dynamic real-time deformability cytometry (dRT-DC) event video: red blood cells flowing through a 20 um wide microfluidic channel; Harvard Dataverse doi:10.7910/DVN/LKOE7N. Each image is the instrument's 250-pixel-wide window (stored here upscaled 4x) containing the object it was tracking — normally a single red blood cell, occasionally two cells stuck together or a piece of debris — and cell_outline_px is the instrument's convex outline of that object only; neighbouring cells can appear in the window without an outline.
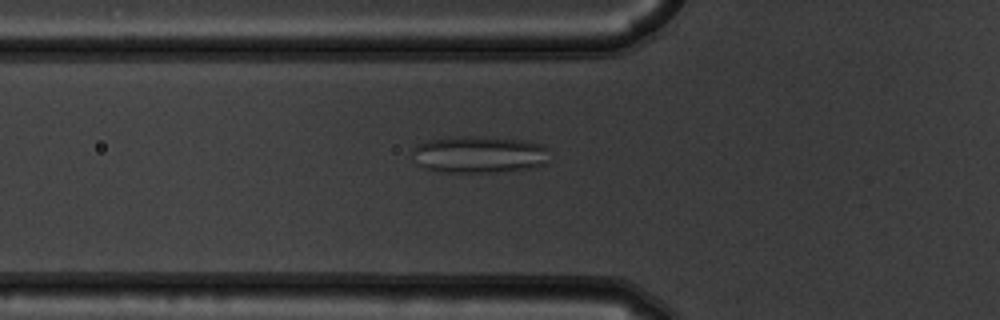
{"species": "common noctule bat (a hibernating species)", "species_latin": "Nyctalus noctula", "temperature_condition": "warm", "stored_images_in_passage": 55, "camera_frame_rate_fps": 3000, "um_per_image_px": 0.085, "animal": {"sex": "male", "body_mass_g": 19.5, "forearm_length_mm": 54.6}, "frame": {"image": 1, "passage_image": 20, "time_ms": 6.333, "image_size_px": [1000, 320], "cell_outline_px": [[548, 148], [544, 164], [536, 168], [496, 172], [440, 172], [424, 168], [416, 164], [412, 152], [412, 148], [416, 144], [428, 140], [448, 136], [484, 136], [524, 140], [540, 144]], "centroid_in_image_um": [40.67, 13.12], "position_along_channel_um": 85.1, "area_um2": 30.06}}
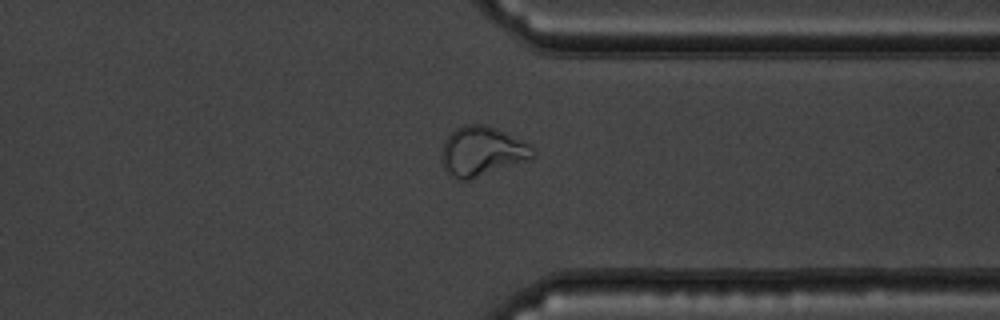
{"frame": {"image": 2, "passage_image": 43, "time_ms": 14.0, "image_size_px": [1000, 320], "cell_outline_px": [[536, 156], [532, 160], [468, 180], [456, 180], [444, 168], [440, 160], [444, 140], [456, 128], [464, 124], [484, 124], [496, 128], [532, 144], [536, 152]], "centroid_in_image_um": [41.02, 12.87], "position_along_channel_um": 370.4, "area_um2": 26.88}}
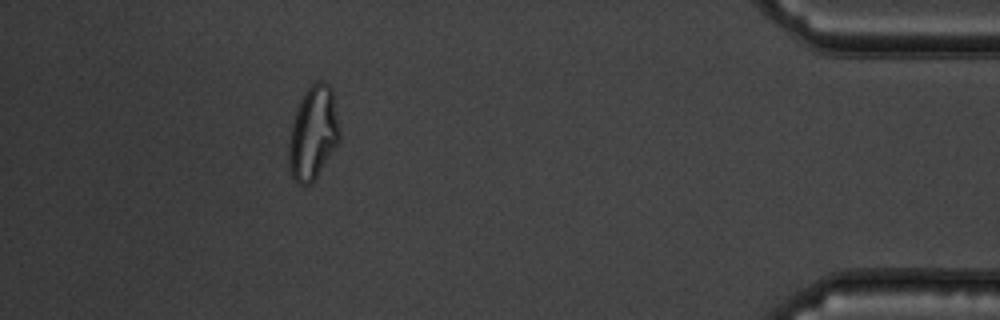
{"frame": {"image": 3, "passage_image": 50, "time_ms": 16.333, "image_size_px": [1000, 320], "cell_outline_px": [[340, 140], [316, 176], [308, 184], [296, 184], [292, 176], [288, 164], [288, 144], [292, 124], [300, 100], [304, 92], [316, 80], [324, 80], [332, 88], [340, 132]], "centroid_in_image_um": [26.61, 11.28], "position_along_channel_um": 408.6, "area_um2": 27.46}, "authors_computed_cell_mechanics": {"area_um2": 27.3394, "velocity_mm_per_s": 3.7297, "shape_relaxation_time_tau1_ms": null, "shape_relaxation_time_tau2_ms": 1.092, "deformation_change_tau1": null, "deformation_change_tau2": 0.0904}}